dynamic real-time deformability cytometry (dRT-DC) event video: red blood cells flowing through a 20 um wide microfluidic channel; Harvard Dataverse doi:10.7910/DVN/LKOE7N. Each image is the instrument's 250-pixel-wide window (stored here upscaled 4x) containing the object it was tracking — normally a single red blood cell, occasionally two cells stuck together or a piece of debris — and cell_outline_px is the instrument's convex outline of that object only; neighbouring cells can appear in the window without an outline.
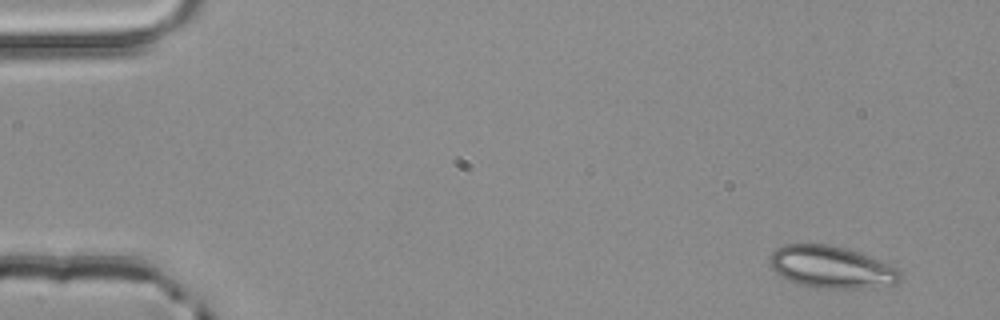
{"species": "common noctule bat (a hibernating species)", "species_latin": "Nyctalus noctula", "temperature_condition": "room temperature", "stored_images_in_passage": 3, "camera_frame_rate_fps": 3000, "um_per_image_px": 0.085, "animal": {"sex": "male", "body_mass_g": 20.4}, "frame": {"image": 1, "passage_image": 1, "time_ms": 0.0, "image_size_px": [1000, 320], "cell_outline_px": [[900, 280], [896, 284], [856, 288], [812, 288], [796, 284], [780, 276], [772, 268], [768, 260], [768, 256], [776, 248], [784, 244], [828, 244], [844, 248], [880, 260], [900, 268]], "centroid_in_image_um": [70.62, 22.71], "position_along_channel_um": 14.4, "area_um2": 32.14}}